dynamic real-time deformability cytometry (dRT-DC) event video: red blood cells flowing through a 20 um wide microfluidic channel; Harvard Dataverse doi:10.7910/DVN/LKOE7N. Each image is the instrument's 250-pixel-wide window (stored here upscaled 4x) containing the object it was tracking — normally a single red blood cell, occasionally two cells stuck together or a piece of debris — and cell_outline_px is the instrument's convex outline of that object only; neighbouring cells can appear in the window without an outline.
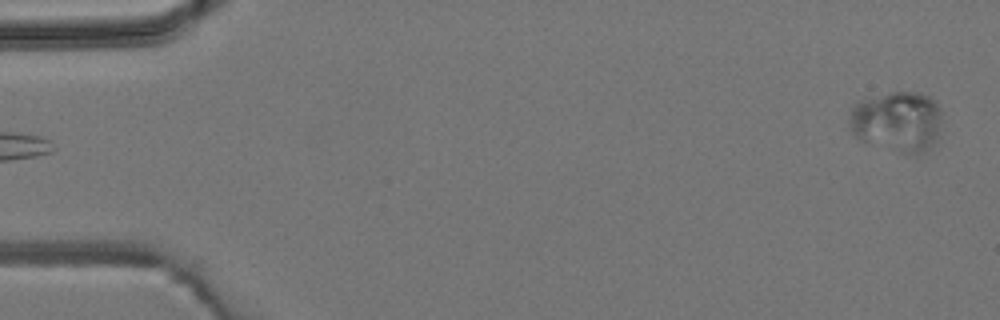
{"species": "common noctule bat (a hibernating species)", "species_latin": "Nyctalus noctula", "temperature_condition": "room temperature", "stored_images_in_passage": 5, "camera_frame_rate_fps": 3000, "um_per_image_px": 0.085, "animal": {"sex": "male", "body_mass_g": 19.2, "forearm_length_mm": 51.8}, "frame": {"image": 1, "passage_image": 5, "time_ms": 5.333, "image_size_px": [1000, 320], "cell_outline_px": [[940, 136], [924, 152], [916, 156], [900, 152], [860, 140], [848, 128], [848, 120], [852, 104], [856, 100], [892, 92], [920, 92], [932, 96], [936, 100], [940, 108]], "centroid_in_image_um": [76.26, 10.31], "position_along_channel_um": 8.7, "area_um2": 33.41}}